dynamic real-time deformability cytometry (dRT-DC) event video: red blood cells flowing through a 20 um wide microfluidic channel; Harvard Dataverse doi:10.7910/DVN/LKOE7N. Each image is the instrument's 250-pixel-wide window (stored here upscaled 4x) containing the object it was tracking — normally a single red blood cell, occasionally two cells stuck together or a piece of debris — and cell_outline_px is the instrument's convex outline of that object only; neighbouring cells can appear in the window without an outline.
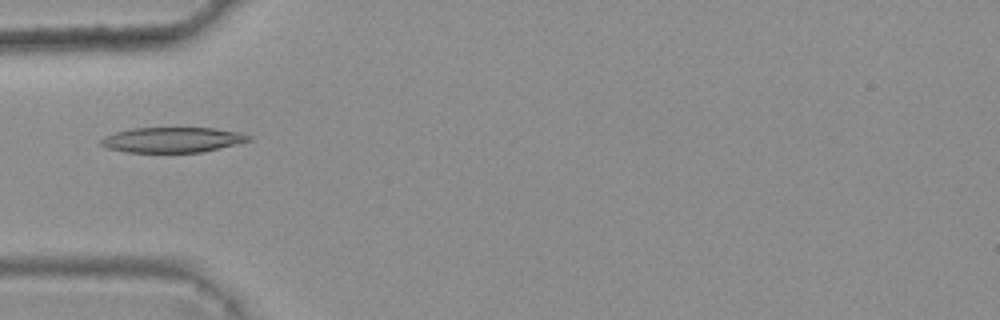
{"species": "common noctule bat (a hibernating species)", "species_latin": "Nyctalus noctula", "temperature_condition": "warm", "stored_images_in_passage": 5, "camera_frame_rate_fps": 3000, "um_per_image_px": 0.085, "animal": {"sex": "female", "body_mass_g": 25.1}, "frame": {"image": 1, "passage_image": 5, "time_ms": 1.333, "image_size_px": [1000, 320], "cell_outline_px": [[252, 140], [220, 148], [200, 152], [124, 152], [108, 148], [100, 144], [100, 140], [104, 136], [116, 132], [132, 128], [216, 128], [240, 132], [252, 136]], "centroid_in_image_um": [14.67, 11.88], "position_along_channel_um": 70.3, "area_um2": 21.73}}